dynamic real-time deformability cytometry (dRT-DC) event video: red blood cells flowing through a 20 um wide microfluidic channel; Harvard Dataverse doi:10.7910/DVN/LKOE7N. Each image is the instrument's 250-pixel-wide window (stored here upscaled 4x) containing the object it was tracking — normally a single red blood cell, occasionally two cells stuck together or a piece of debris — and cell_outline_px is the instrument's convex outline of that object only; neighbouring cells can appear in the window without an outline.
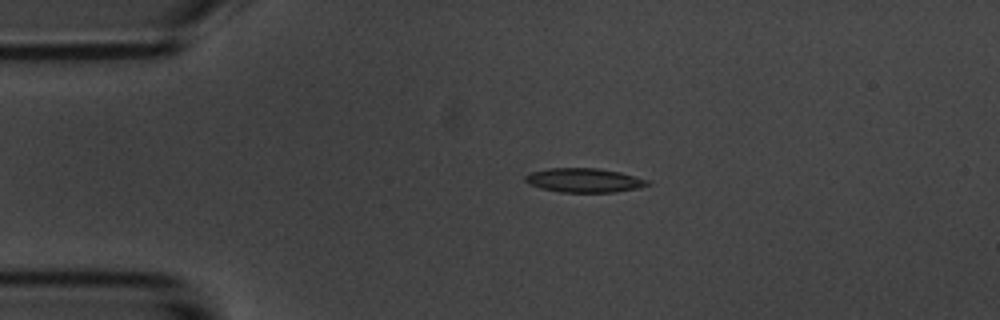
{"species": "common noctule bat (a hibernating species)", "species_latin": "Nyctalus noctula", "temperature_condition": "room temperature", "stored_images_in_passage": 4, "camera_frame_rate_fps": 3000, "um_per_image_px": 0.085, "animal": {"sex": "male", "body_mass_g": 20.1, "forearm_length_mm": 53.5}, "frame": {"image": 1, "passage_image": 3, "time_ms": 2.333, "image_size_px": [1000, 320], "cell_outline_px": [[652, 184], [640, 188], [612, 192], [560, 192], [540, 188], [528, 184], [524, 180], [524, 176], [532, 172], [548, 168], [596, 168], [620, 172], [648, 180]], "centroid_in_image_um": [49.64, 15.32], "position_along_channel_um": 35.4, "area_um2": 17.22}}